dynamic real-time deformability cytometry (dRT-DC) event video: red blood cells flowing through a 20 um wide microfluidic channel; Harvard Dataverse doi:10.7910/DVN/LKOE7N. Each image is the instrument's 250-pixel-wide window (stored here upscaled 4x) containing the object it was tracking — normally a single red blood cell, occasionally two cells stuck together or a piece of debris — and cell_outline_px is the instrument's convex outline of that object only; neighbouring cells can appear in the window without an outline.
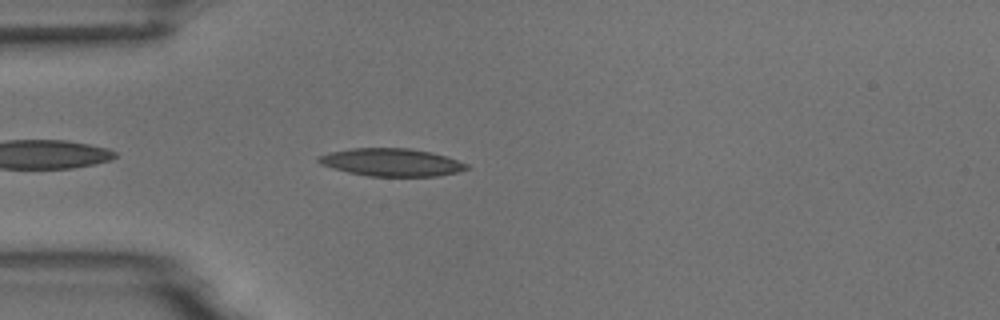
{"species": "common noctule bat (a hibernating species)", "species_latin": "Nyctalus noctula", "temperature_condition": "room temperature", "stored_images_in_passage": 5, "camera_frame_rate_fps": 3000, "um_per_image_px": 0.085, "animal": {"sex": "male", "body_mass_g": 18.8}, "frame": {"image": 1, "passage_image": 5, "time_ms": 4.667, "image_size_px": [1000, 320], "cell_outline_px": [[468, 168], [456, 172], [440, 176], [368, 176], [348, 172], [332, 168], [320, 164], [316, 160], [316, 156], [328, 152], [352, 148], [408, 148], [432, 152], [448, 156], [468, 164]], "centroid_in_image_um": [33.25, 13.79], "position_along_channel_um": 51.8, "area_um2": 24.1}}